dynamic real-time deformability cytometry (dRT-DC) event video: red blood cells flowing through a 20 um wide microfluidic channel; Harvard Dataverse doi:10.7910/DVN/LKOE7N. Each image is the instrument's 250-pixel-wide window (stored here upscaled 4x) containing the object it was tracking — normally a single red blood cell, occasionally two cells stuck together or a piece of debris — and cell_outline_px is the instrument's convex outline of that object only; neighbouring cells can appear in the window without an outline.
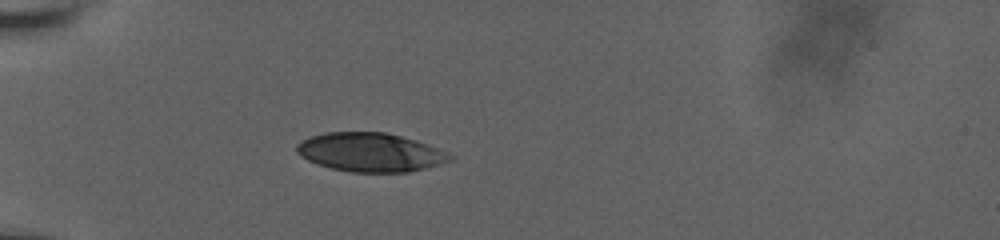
{"species": "human", "species_latin": "Homo sapiens", "temperature_condition": "room temperature", "stored_images_in_passage": 39, "camera_frame_rate_fps": 3000, "um_per_image_px": 0.085, "donor": {"sex": "male"}, "frame": {"image": 1, "passage_image": 1, "time_ms": 0.0, "image_size_px": [1000, 240], "cell_outline_px": [[452, 160], [440, 164], [408, 172], [352, 172], [332, 168], [316, 164], [300, 156], [296, 152], [296, 144], [300, 140], [308, 136], [324, 132], [384, 132], [416, 140], [428, 144], [448, 152], [452, 156]], "centroid_in_image_um": [31.44, 12.93], "position_along_channel_um": 53.6, "area_um2": 34.8}}
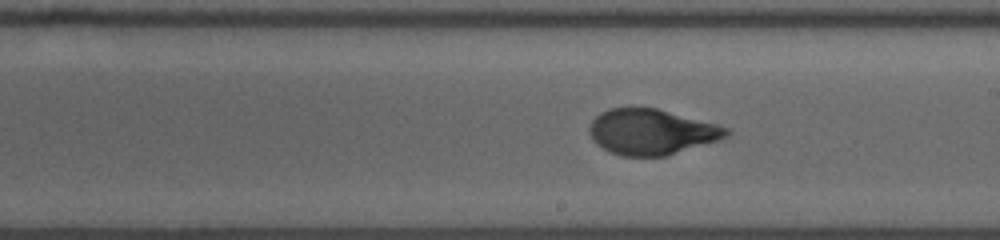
{"frame": {"image": 2, "passage_image": 17, "time_ms": 5.333, "image_size_px": [1000, 240], "cell_outline_px": [[732, 132], [728, 136], [720, 140], [664, 156], [620, 156], [608, 152], [596, 144], [592, 140], [588, 132], [588, 128], [592, 120], [600, 112], [608, 108], [628, 104], [656, 108], [716, 124], [728, 128]], "centroid_in_image_um": [55.31, 11.18], "position_along_channel_um": 233.7, "area_um2": 37.17}}
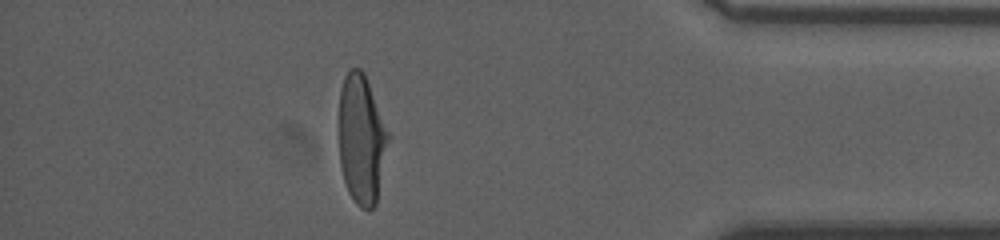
{"frame": {"image": 3, "passage_image": 33, "time_ms": 10.667, "image_size_px": [1000, 240], "cell_outline_px": [[392, 136], [376, 204], [368, 212], [360, 208], [356, 204], [348, 192], [344, 180], [340, 164], [340, 88], [344, 76], [352, 68], [360, 68], [364, 72]], "centroid_in_image_um": [30.78, 11.87], "position_along_channel_um": 404.4, "area_um2": 38.03}, "authors_computed_cell_mechanics": {"area_um2": 36.6452, "velocity_mm_per_s": 3.7849, "shape_relaxation_time_tau1_ms": 5.5081, "shape_relaxation_time_tau2_ms": null, "deformation_change_tau1": 0.2322, "deformation_change_tau2": null}}